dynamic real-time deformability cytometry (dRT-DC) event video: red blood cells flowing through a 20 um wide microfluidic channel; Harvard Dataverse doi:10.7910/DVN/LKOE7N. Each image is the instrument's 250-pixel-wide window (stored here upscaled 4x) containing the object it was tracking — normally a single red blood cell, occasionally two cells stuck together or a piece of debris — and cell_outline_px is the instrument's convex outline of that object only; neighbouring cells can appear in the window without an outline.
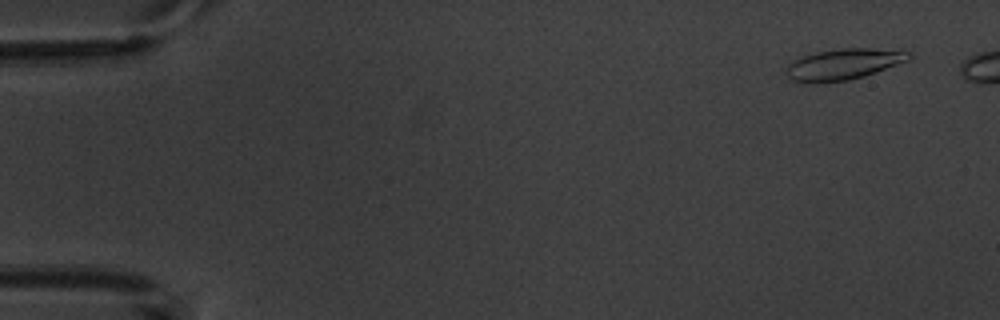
{"species": "common noctule bat (a hibernating species)", "species_latin": "Nyctalus noctula", "temperature_condition": "warm", "stored_images_in_passage": 8, "camera_frame_rate_fps": 3000, "um_per_image_px": 0.085, "animal": {"sex": "male", "body_mass_g": 20.1, "forearm_length_mm": 53.5}, "frame": {"image": 1, "passage_image": 1, "time_ms": 0.0, "image_size_px": [1000, 320], "cell_outline_px": [[912, 56], [908, 60], [864, 76], [848, 80], [792, 80], [784, 72], [784, 68], [792, 60], [816, 52], [840, 48], [868, 48], [912, 52]], "centroid_in_image_um": [71.7, 5.41], "position_along_channel_um": 13.3, "area_um2": 21.39}}
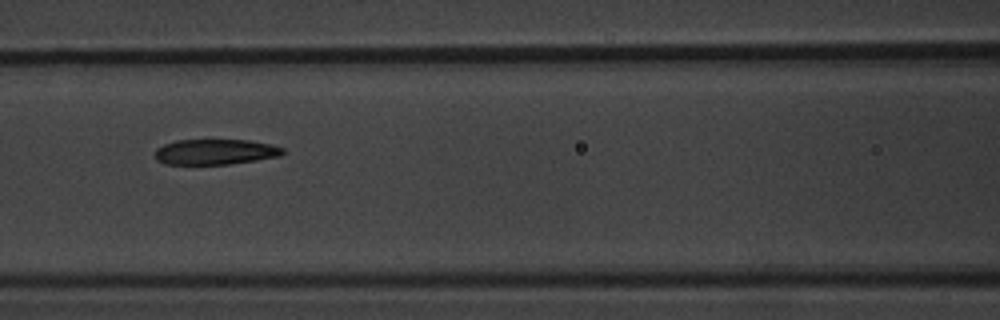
{"frame": {"image": 2, "passage_image": 7, "time_ms": 7.0, "image_size_px": [1000, 320], "cell_outline_px": [[284, 152], [280, 156], [256, 160], [228, 164], [164, 164], [156, 160], [156, 148], [164, 144], [176, 140], [248, 140], [272, 144], [284, 148]], "centroid_in_image_um": [18.3, 12.9], "position_along_channel_um": 148.3, "area_um2": 18.96}}
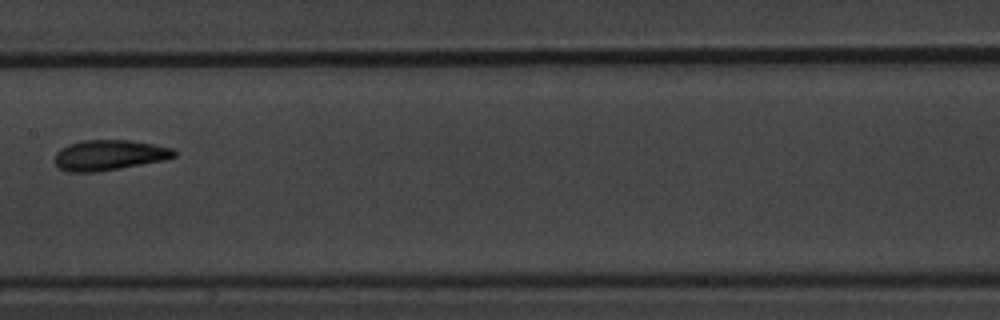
{"frame": {"image": 3, "passage_image": 8, "time_ms": 8.333, "image_size_px": [1000, 320], "cell_outline_px": [[176, 156], [164, 160], [120, 168], [96, 172], [68, 172], [56, 168], [56, 152], [60, 148], [68, 144], [84, 140], [128, 140], [152, 144], [172, 148], [176, 152]], "centroid_in_image_um": [9.24, 13.19], "position_along_channel_um": 198.2, "area_um2": 21.1}}